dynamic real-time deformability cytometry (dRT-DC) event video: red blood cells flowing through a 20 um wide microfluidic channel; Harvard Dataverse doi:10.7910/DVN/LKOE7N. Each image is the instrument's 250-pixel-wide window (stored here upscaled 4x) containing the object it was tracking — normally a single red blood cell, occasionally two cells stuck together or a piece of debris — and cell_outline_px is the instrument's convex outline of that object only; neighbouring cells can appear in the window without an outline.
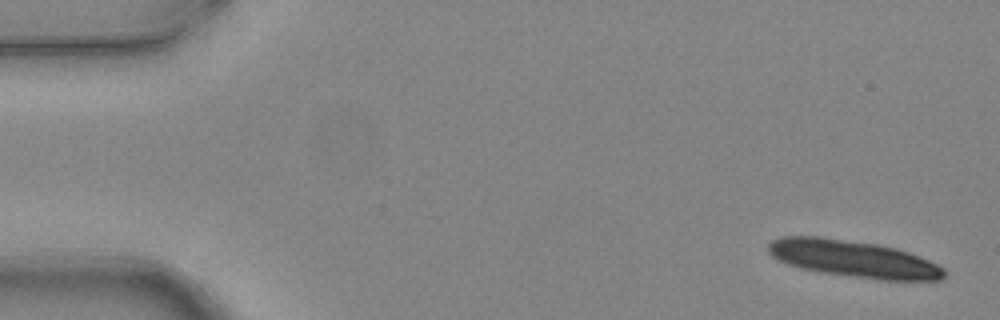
{"species": "common noctule bat (a hibernating species)", "species_latin": "Nyctalus noctula", "temperature_condition": "warm", "stored_images_in_passage": 5, "camera_frame_rate_fps": 3000, "um_per_image_px": 0.085, "animal": {"sex": "female", "body_mass_g": 24.6, "forearm_length_mm": 56.2}, "frame": {"image": 1, "passage_image": 1, "time_ms": 0.0, "image_size_px": [1000, 320], "cell_outline_px": [[948, 272], [940, 280], [880, 280], [820, 272], [800, 268], [788, 264], [772, 256], [768, 252], [768, 244], [772, 240], [784, 236], [816, 236], [876, 244], [896, 248], [908, 252], [928, 260], [944, 268]], "centroid_in_image_um": [72.55, 22.0], "position_along_channel_um": 12.5, "area_um2": 37.69}}